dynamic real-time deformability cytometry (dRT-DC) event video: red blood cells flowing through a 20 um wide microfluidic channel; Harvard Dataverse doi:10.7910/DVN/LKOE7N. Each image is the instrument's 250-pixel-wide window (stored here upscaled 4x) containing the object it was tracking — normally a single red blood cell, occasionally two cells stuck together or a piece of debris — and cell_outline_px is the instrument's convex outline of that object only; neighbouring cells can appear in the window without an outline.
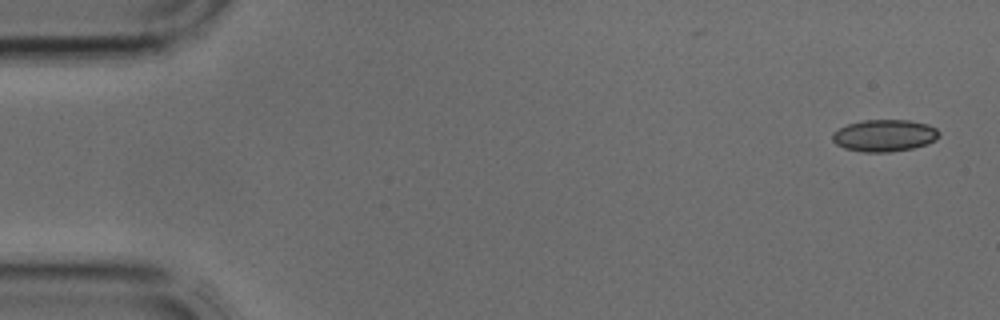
{"species": "common noctule bat (a hibernating species)", "species_latin": "Nyctalus noctula", "temperature_condition": "cold", "stored_images_in_passage": 3, "segment_of_instrument_passage": [2, 2], "camera_frame_rate_fps": 3000, "um_per_image_px": 0.085, "animal": {"sex": "male", "body_mass_g": 17.9, "forearm_length_mm": 54.2}, "frame": {"image": 1, "passage_image": 3, "time_ms": 0.667, "image_size_px": [1000, 320], "cell_outline_px": [[940, 136], [936, 140], [928, 144], [912, 148], [888, 152], [864, 152], [844, 148], [836, 144], [832, 140], [832, 132], [848, 124], [864, 120], [908, 120], [928, 124], [936, 128], [940, 132]], "centroid_in_image_um": [75.2, 11.52], "position_along_channel_um": 9.8, "area_um2": 19.94}}